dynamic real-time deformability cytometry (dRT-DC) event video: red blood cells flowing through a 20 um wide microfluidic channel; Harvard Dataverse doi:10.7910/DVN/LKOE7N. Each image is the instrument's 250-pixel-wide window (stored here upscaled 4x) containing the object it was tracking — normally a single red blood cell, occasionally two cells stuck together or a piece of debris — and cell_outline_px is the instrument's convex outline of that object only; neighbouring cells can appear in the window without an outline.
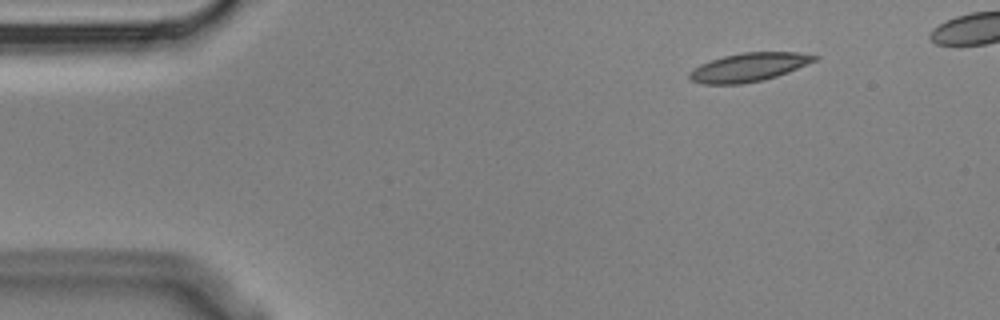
{"species": "Egyptian fruit bat (a non-hibernating species)", "species_latin": "Rousettus aegyptiacus", "temperature_condition": "cold", "stored_images_in_passage": 6, "segment_of_instrument_passage": [2, 2], "camera_frame_rate_fps": 3000, "um_per_image_px": 0.085, "animal": {"sex": "male"}, "frame": {"image": 1, "passage_image": 6, "time_ms": 1.667, "image_size_px": [1000, 320], "cell_outline_px": [[820, 56], [816, 60], [808, 64], [788, 72], [764, 80], [740, 84], [700, 84], [692, 80], [688, 76], [688, 72], [692, 68], [700, 64], [724, 56], [740, 52], [796, 52]], "centroid_in_image_um": [63.62, 5.71], "position_along_channel_um": 21.4, "area_um2": 20.87}}